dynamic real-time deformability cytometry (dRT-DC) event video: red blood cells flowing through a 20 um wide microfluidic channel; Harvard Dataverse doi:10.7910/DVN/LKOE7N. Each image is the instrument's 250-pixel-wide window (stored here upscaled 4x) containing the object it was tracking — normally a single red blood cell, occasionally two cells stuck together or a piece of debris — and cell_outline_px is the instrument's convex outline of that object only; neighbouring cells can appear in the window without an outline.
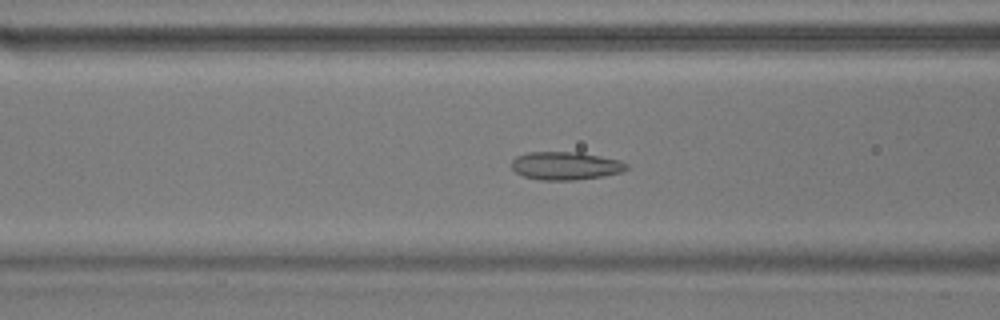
{"species": "common noctule bat (a hibernating species)", "species_latin": "Nyctalus noctula", "temperature_condition": "warm", "stored_images_in_passage": 45, "camera_frame_rate_fps": 3000, "um_per_image_px": 0.085, "animal": {"sex": "male", "body_mass_g": 17.9}, "frame": {"image": 1, "passage_image": 12, "time_ms": 3.667, "image_size_px": [1000, 320], "cell_outline_px": [[628, 168], [620, 172], [604, 176], [576, 180], [540, 180], [524, 176], [516, 172], [512, 168], [512, 160], [516, 156], [528, 152], [580, 152], [620, 160], [628, 164]], "centroid_in_image_um": [48.07, 14.09], "position_along_channel_um": 118.5, "area_um2": 18.84}}
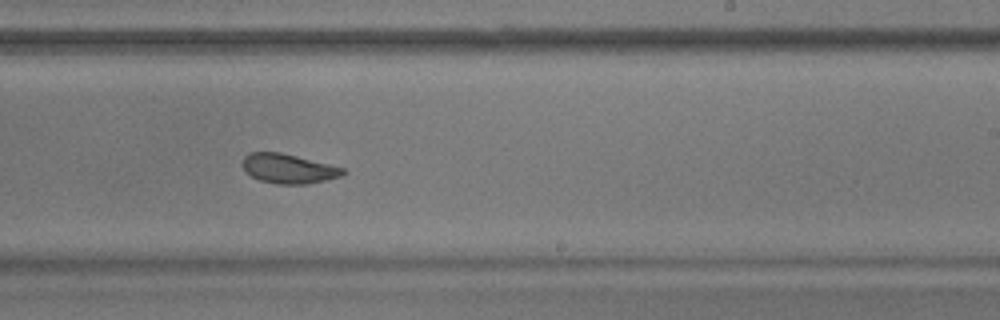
{"frame": {"image": 2, "passage_image": 24, "time_ms": 7.667, "image_size_px": [1000, 320], "cell_outline_px": [[348, 172], [340, 176], [308, 184], [276, 184], [260, 180], [252, 176], [240, 164], [244, 156], [252, 152], [280, 152], [344, 168]], "centroid_in_image_um": [24.5, 14.33], "position_along_channel_um": 264.5, "area_um2": 17.11}}
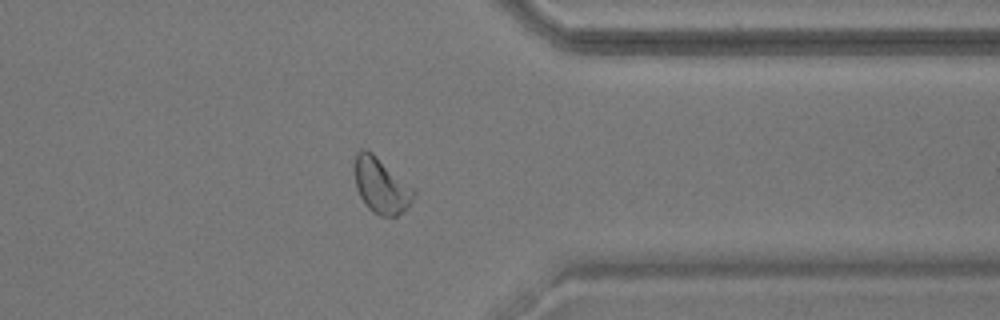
{"frame": {"image": 3, "passage_image": 34, "time_ms": 11.0, "image_size_px": [1000, 320], "cell_outline_px": [[416, 196], [396, 216], [380, 216], [372, 212], [364, 204], [356, 188], [352, 168], [356, 152], [360, 148], [364, 148], [372, 152], [416, 188]], "centroid_in_image_um": [32.36, 15.72], "position_along_channel_um": 379.0, "area_um2": 19.65}, "authors_computed_cell_mechanics": {"area_um2": 19.3052, "velocity_mm_per_s": 3.6506, "shape_relaxation_time_tau1_ms": 5.8606, "shape_relaxation_time_tau2_ms": 1.122, "deformation_change_tau1": 0.1103, "deformation_change_tau2": 0.0666}}